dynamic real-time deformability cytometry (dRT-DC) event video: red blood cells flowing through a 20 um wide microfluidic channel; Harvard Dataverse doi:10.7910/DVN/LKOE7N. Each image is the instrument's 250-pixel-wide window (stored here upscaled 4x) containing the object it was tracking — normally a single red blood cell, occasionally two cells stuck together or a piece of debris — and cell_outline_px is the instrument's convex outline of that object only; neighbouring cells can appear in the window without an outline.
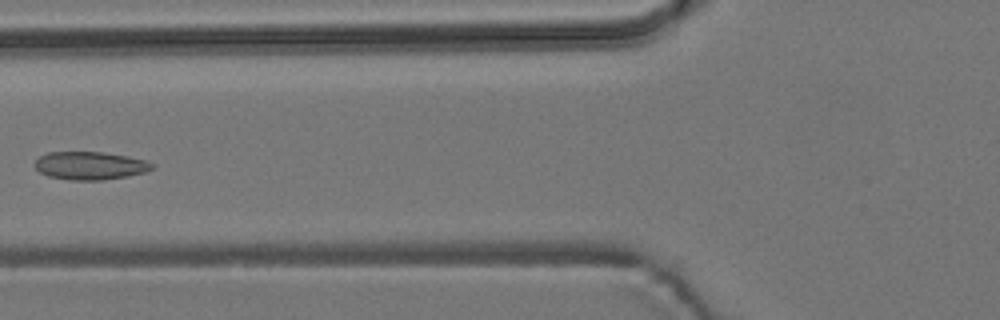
{"species": "common noctule bat (a hibernating species)", "species_latin": "Nyctalus noctula", "temperature_condition": "room temperature", "stored_images_in_passage": 6, "camera_frame_rate_fps": 3000, "um_per_image_px": 0.085, "animal": {"sex": "male", "body_mass_g": 19.2, "forearm_length_mm": 51.8}, "frame": {"image": 1, "passage_image": 6, "time_ms": 6.0, "image_size_px": [1000, 320], "cell_outline_px": [[156, 164], [152, 168], [144, 172], [128, 176], [104, 180], [68, 180], [48, 176], [40, 172], [32, 164], [40, 156], [48, 152], [104, 152], [128, 156], [144, 160]], "centroid_in_image_um": [7.64, 14.08], "position_along_channel_um": 118.2, "area_um2": 19.25}}